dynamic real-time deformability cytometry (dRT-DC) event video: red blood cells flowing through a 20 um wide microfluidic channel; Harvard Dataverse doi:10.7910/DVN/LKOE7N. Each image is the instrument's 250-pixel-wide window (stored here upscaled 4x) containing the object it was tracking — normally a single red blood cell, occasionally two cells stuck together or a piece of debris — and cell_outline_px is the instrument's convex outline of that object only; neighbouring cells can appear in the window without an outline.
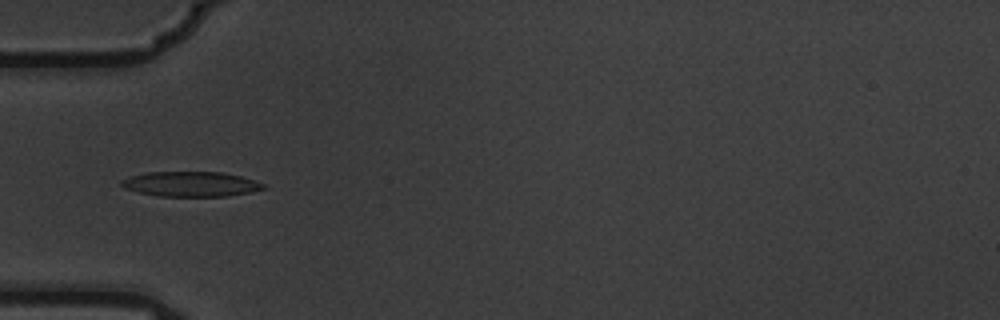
{"species": "common noctule bat (a hibernating species)", "species_latin": "Nyctalus noctula", "temperature_condition": "warm", "stored_images_in_passage": 10, "camera_frame_rate_fps": 3000, "um_per_image_px": 0.085, "animal": {"sex": "male", "body_mass_g": 19.5, "forearm_length_mm": 54.6}, "frame": {"image": 1, "passage_image": 6, "time_ms": 1.667, "image_size_px": [1000, 320], "cell_outline_px": [[268, 188], [252, 192], [228, 196], [156, 196], [124, 188], [120, 184], [120, 180], [132, 176], [148, 172], [224, 172], [240, 176], [264, 184]], "centroid_in_image_um": [16.24, 15.65], "position_along_channel_um": 68.8, "area_um2": 20.63}}
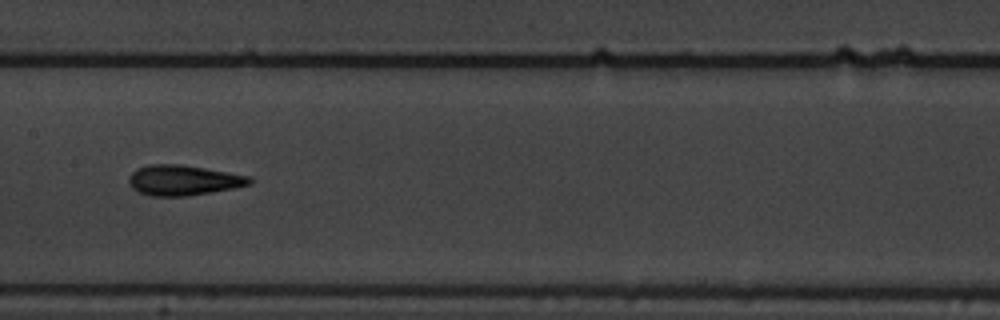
{"frame": {"image": 2, "passage_image": 9, "time_ms": 2.667, "image_size_px": [1000, 320], "cell_outline_px": [[252, 184], [232, 188], [188, 196], [152, 196], [140, 192], [132, 188], [128, 184], [128, 176], [136, 168], [148, 164], [180, 164], [204, 168], [248, 176], [252, 180]], "centroid_in_image_um": [15.52, 15.31], "position_along_channel_um": 191.9, "area_um2": 21.21}}
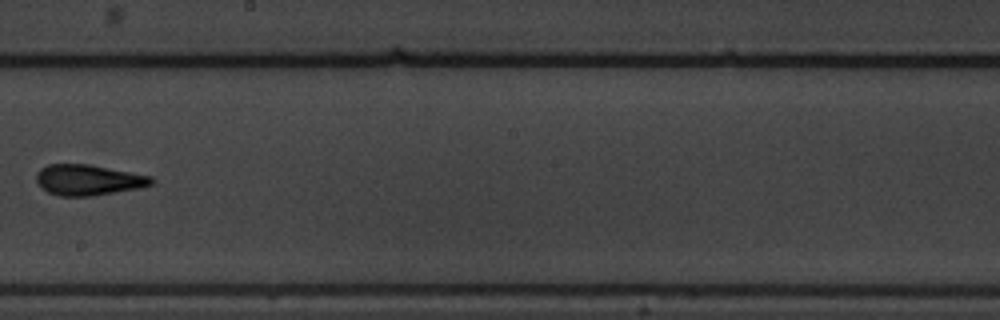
{"frame": {"image": 3, "passage_image": 10, "time_ms": 3.0, "image_size_px": [1000, 320], "cell_outline_px": [[156, 180], [152, 184], [140, 188], [92, 196], [60, 196], [48, 192], [36, 180], [36, 172], [40, 168], [48, 164], [88, 164], [152, 176]], "centroid_in_image_um": [7.52, 15.29], "position_along_channel_um": 240.7, "area_um2": 20.58}}